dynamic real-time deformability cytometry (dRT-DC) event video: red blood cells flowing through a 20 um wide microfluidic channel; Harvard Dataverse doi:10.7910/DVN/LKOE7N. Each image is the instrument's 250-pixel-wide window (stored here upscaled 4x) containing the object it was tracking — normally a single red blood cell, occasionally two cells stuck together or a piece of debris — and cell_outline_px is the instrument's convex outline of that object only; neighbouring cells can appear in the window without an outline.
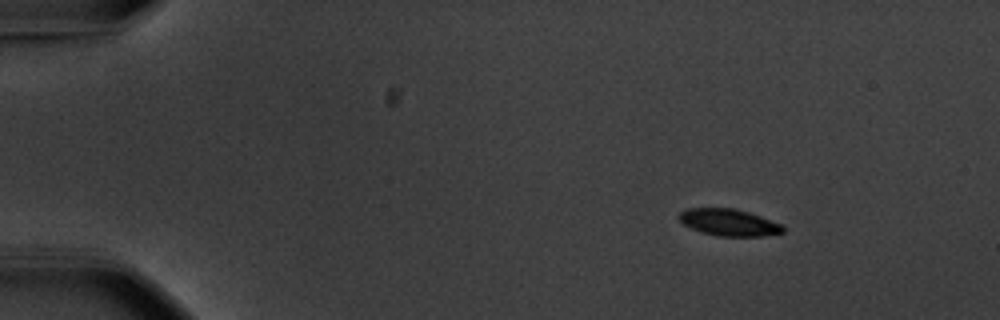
{"species": "common noctule bat (a hibernating species)", "species_latin": "Nyctalus noctula", "temperature_condition": "warm", "stored_images_in_passage": 49, "camera_frame_rate_fps": 3000, "um_per_image_px": 0.085, "animal": {"sex": "male", "body_mass_g": 20.1, "forearm_length_mm": 53.5}, "frame": {"image": 1, "passage_image": 1, "time_ms": 0.0, "image_size_px": [1000, 320], "cell_outline_px": [[784, 232], [764, 236], [720, 236], [704, 232], [692, 228], [684, 224], [676, 216], [680, 212], [688, 208], [732, 208], [748, 212], [784, 224]], "centroid_in_image_um": [61.99, 18.9], "position_along_channel_um": 23.0, "area_um2": 16.18}}
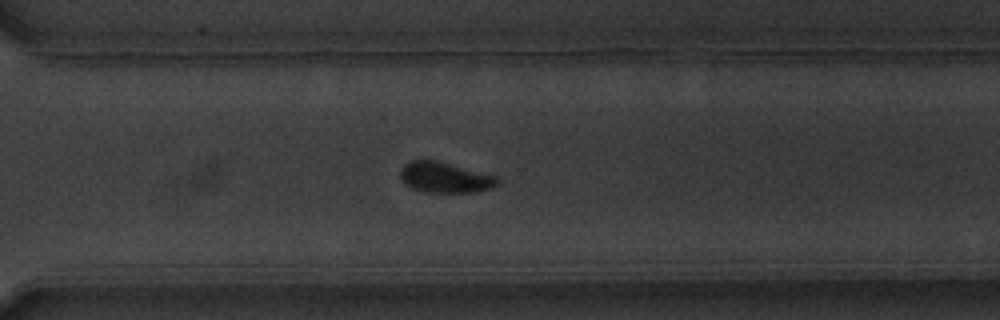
{"frame": {"image": 2, "passage_image": 34, "time_ms": 11.0, "image_size_px": [1000, 320], "cell_outline_px": [[500, 184], [492, 188], [476, 192], [424, 192], [412, 188], [404, 184], [400, 176], [400, 168], [408, 160], [436, 160], [496, 176], [500, 180]], "centroid_in_image_um": [37.8, 15.08], "position_along_channel_um": 332.8, "area_um2": 17.46}}
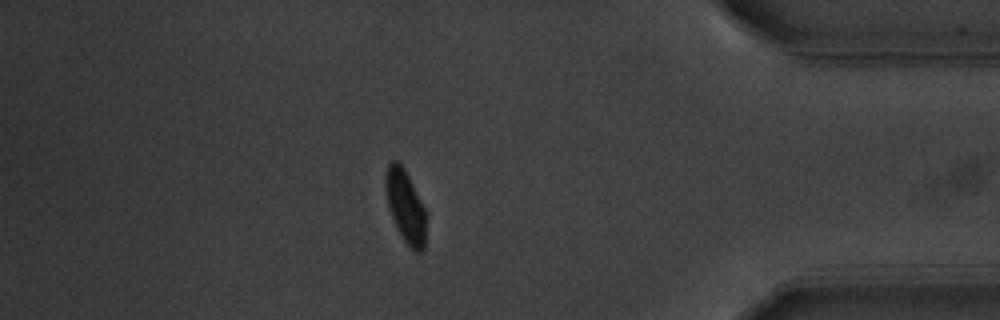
{"frame": {"image": 3, "passage_image": 42, "time_ms": 13.667, "image_size_px": [1000, 320], "cell_outline_px": [[424, 248], [420, 252], [416, 252], [404, 240], [388, 208], [384, 184], [384, 176], [388, 164], [392, 160], [396, 160], [404, 168], [424, 208]], "centroid_in_image_um": [34.41, 17.47], "position_along_channel_um": 400.8, "area_um2": 16.53}, "authors_computed_cell_mechanics": {"area_um2": 17.4556, "velocity_mm_per_s": 3.6671, "shape_relaxation_time_tau1_ms": 2.0883, "shape_relaxation_time_tau2_ms": 4.9195, "deformation_change_tau1": 0.1255, "deformation_change_tau2": 0.0685}}